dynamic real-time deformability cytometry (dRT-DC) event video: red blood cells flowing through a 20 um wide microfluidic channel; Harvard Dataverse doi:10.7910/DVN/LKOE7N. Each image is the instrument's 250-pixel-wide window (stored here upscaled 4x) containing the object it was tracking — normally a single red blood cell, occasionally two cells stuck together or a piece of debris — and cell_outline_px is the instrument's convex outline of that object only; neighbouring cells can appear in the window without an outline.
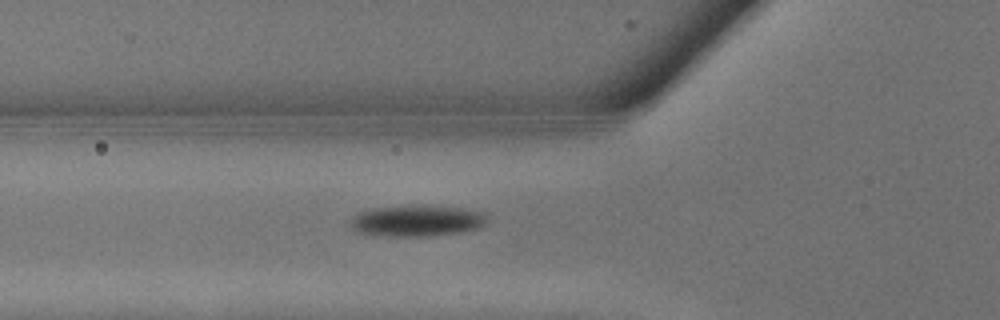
{"species": "common noctule bat (a hibernating species)", "species_latin": "Nyctalus noctula", "temperature_condition": "warm", "stored_images_in_passage": 7, "camera_frame_rate_fps": 3000, "um_per_image_px": 0.085, "animal": {"sex": "male", "body_mass_g": 13.3}, "frame": {"image": 1, "passage_image": 2, "time_ms": 0.333, "image_size_px": [1000, 320], "cell_outline_px": [[488, 220], [480, 228], [460, 232], [428, 236], [392, 236], [356, 232], [348, 224], [348, 220], [352, 216], [360, 212], [372, 208], [416, 204], [464, 208], [488, 212]], "centroid_in_image_um": [35.46, 18.74], "position_along_channel_um": 90.3, "area_um2": 25.49}}
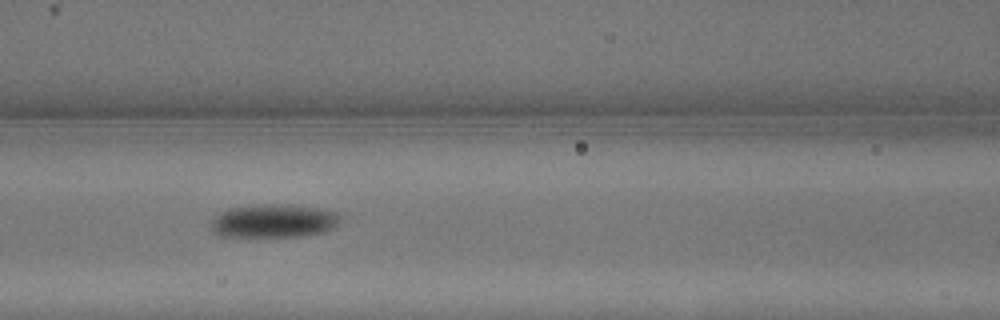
{"frame": {"image": 2, "passage_image": 4, "time_ms": 1.0, "image_size_px": [1000, 320], "cell_outline_px": [[340, 220], [332, 228], [324, 232], [300, 236], [220, 236], [212, 232], [208, 228], [212, 220], [220, 212], [228, 208], [260, 204], [280, 204], [320, 208], [336, 212], [340, 216]], "centroid_in_image_um": [23.21, 18.77], "position_along_channel_um": 143.4, "area_um2": 25.2}}
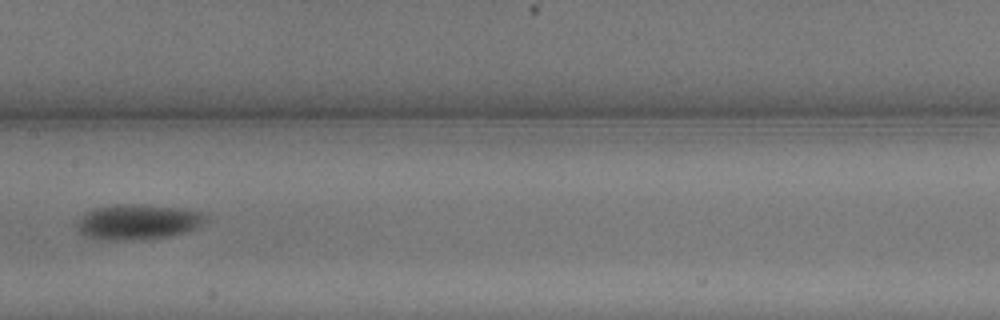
{"frame": {"image": 3, "passage_image": 6, "time_ms": 1.667, "image_size_px": [1000, 320], "cell_outline_px": [[204, 220], [200, 228], [188, 232], [172, 236], [144, 240], [96, 240], [84, 236], [76, 228], [76, 224], [84, 212], [96, 208], [128, 204], [140, 204], [176, 208], [200, 212], [204, 216]], "centroid_in_image_um": [11.68, 18.9], "position_along_channel_um": 195.7, "area_um2": 26.59}}